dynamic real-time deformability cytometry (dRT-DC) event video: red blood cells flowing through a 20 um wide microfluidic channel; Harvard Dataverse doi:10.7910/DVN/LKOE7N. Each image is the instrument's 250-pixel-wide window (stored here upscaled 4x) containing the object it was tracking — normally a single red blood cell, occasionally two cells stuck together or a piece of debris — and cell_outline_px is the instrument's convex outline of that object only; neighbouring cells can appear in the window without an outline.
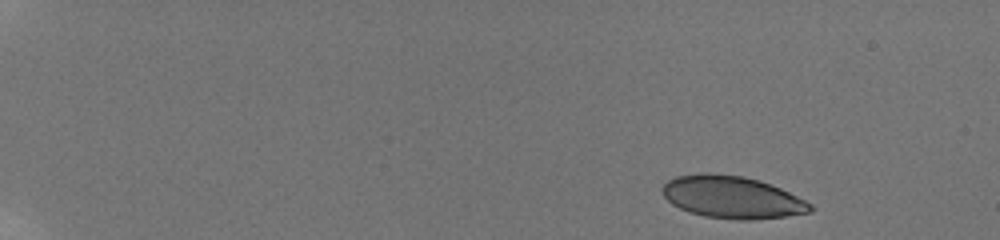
{"species": "human", "species_latin": "Homo sapiens", "temperature_condition": "room temperature", "stored_images_in_passage": 13, "camera_frame_rate_fps": 3000, "um_per_image_px": 0.085, "donor": {"sex": "male"}, "frame": {"image": 1, "passage_image": 1, "time_ms": 0.0, "image_size_px": [1000, 240], "cell_outline_px": [[816, 208], [812, 212], [756, 220], [740, 220], [704, 216], [688, 212], [672, 204], [664, 196], [660, 188], [668, 180], [676, 176], [700, 172], [708, 172], [744, 176], [760, 180], [780, 188], [812, 204]], "centroid_in_image_um": [62.21, 16.75], "position_along_channel_um": 22.8, "area_um2": 36.76}}
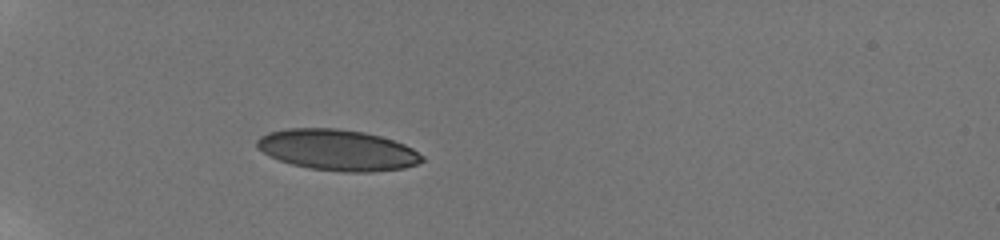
{"frame": {"image": 2, "passage_image": 10, "time_ms": 4.333, "image_size_px": [1000, 240], "cell_outline_px": [[424, 160], [416, 164], [404, 168], [372, 172], [340, 172], [308, 168], [292, 164], [280, 160], [264, 152], [256, 144], [256, 140], [260, 136], [268, 132], [284, 128], [336, 128], [364, 132], [380, 136], [404, 144], [412, 148], [424, 156]], "centroid_in_image_um": [28.7, 12.75], "position_along_channel_um": 56.3, "area_um2": 39.42}}
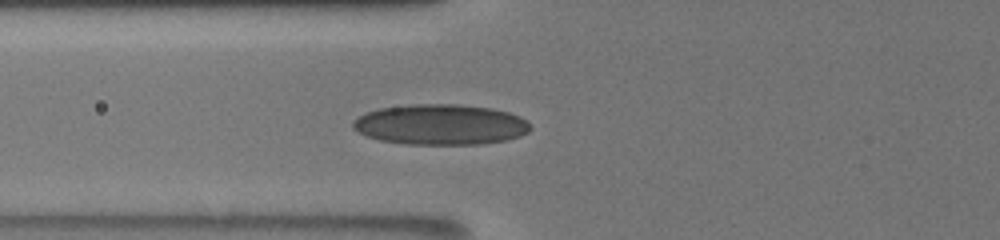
{"frame": {"image": 3, "passage_image": 13, "time_ms": 6.0, "image_size_px": [1000, 240], "cell_outline_px": [[532, 128], [528, 132], [520, 136], [508, 140], [480, 144], [404, 144], [380, 140], [368, 136], [352, 128], [352, 124], [360, 116], [368, 112], [380, 108], [412, 104], [456, 104], [492, 108], [508, 112], [520, 116]], "centroid_in_image_um": [37.48, 10.59], "position_along_channel_um": 88.3, "area_um2": 41.73}}